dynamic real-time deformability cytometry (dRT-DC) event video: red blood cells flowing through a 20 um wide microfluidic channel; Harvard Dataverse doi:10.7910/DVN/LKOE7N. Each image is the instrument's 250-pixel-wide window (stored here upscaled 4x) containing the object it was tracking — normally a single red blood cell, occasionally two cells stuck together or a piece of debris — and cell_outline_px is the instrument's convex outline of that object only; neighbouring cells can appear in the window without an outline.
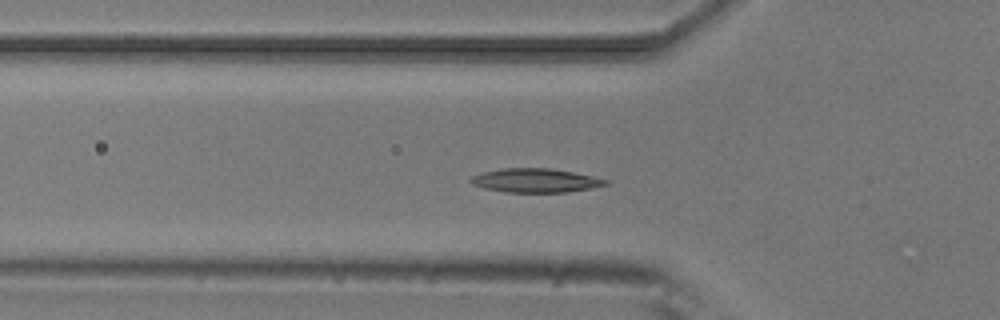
{"species": "common noctule bat (a hibernating species)", "species_latin": "Nyctalus noctula", "temperature_condition": "room temperature", "stored_images_in_passage": 50, "camera_frame_rate_fps": 3000, "um_per_image_px": 0.085, "animal": {"sex": "male", "body_mass_g": 20.5, "forearm_length_mm": 52.5}, "frame": {"image": 1, "passage_image": 14, "time_ms": 4.333, "image_size_px": [1000, 320], "cell_outline_px": [[608, 184], [588, 188], [564, 192], [508, 192], [484, 188], [472, 184], [468, 180], [472, 176], [484, 172], [504, 168], [548, 168], [572, 172], [592, 176], [608, 180]], "centroid_in_image_um": [45.47, 15.33], "position_along_channel_um": 80.3, "area_um2": 18.44}}
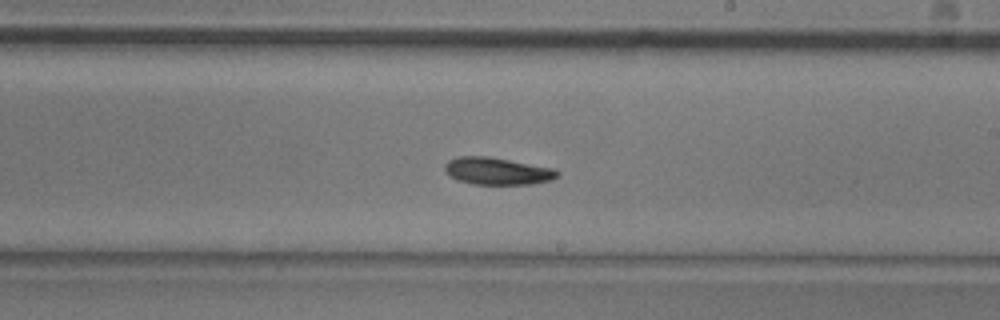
{"frame": {"image": 2, "passage_image": 27, "time_ms": 8.667, "image_size_px": [1000, 320], "cell_outline_px": [[560, 176], [552, 180], [532, 184], [472, 184], [456, 180], [444, 172], [444, 164], [448, 160], [456, 156], [488, 156], [552, 168], [560, 172]], "centroid_in_image_um": [42.23, 14.54], "position_along_channel_um": 246.8, "area_um2": 18.03}}
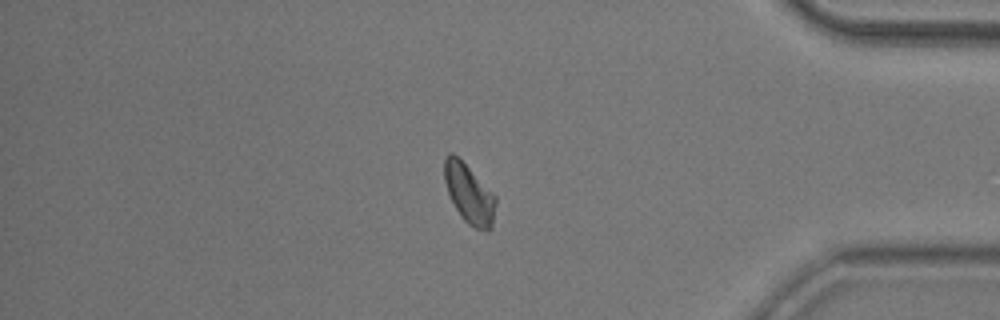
{"frame": {"image": 3, "passage_image": 41, "time_ms": 13.333, "image_size_px": [1000, 320], "cell_outline_px": [[496, 200], [492, 228], [488, 232], [476, 228], [468, 224], [460, 216], [448, 192], [444, 180], [444, 160], [448, 152], [452, 152], [496, 196]], "centroid_in_image_um": [39.88, 16.5], "position_along_channel_um": 395.3, "area_um2": 17.4}, "authors_computed_cell_mechanics": {"area_um2": 17.8891, "velocity_mm_per_s": 3.8241, "shape_relaxation_time_tau1_ms": 5.644, "shape_relaxation_time_tau2_ms": null, "deformation_change_tau1": 0.1274, "deformation_change_tau2": null}}